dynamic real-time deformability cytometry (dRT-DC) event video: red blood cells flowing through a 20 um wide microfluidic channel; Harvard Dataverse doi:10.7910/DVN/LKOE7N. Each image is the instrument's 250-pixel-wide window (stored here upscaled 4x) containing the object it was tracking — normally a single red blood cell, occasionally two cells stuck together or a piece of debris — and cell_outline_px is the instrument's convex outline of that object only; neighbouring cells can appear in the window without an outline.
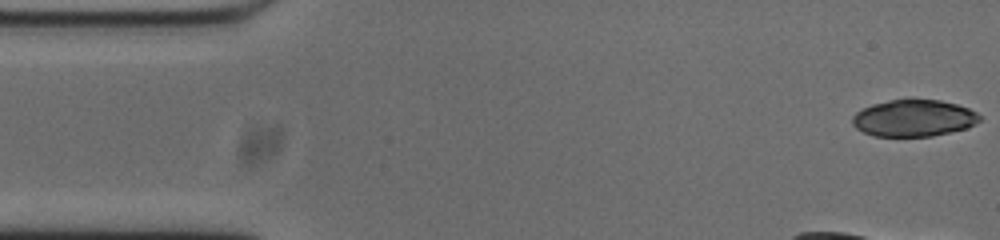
{"species": "common noctule bat (a hibernating species)", "species_latin": "Nyctalus noctula", "temperature_condition": "cold", "stored_images_in_passage": 15, "camera_frame_rate_fps": 3000, "um_per_image_px": 0.085, "animal": {"sex": "male", "body_mass_g": 20.0, "forearm_length_mm": 53.3}, "frame": {"image": 1, "passage_image": 1, "time_ms": 0.0, "image_size_px": [1000, 240], "cell_outline_px": [[980, 120], [968, 128], [932, 136], [872, 136], [856, 128], [852, 124], [852, 116], [856, 112], [872, 104], [892, 100], [940, 100], [956, 104], [968, 108], [976, 112], [980, 116]], "centroid_in_image_um": [77.66, 10.05], "position_along_channel_um": 7.3, "area_um2": 27.11}}
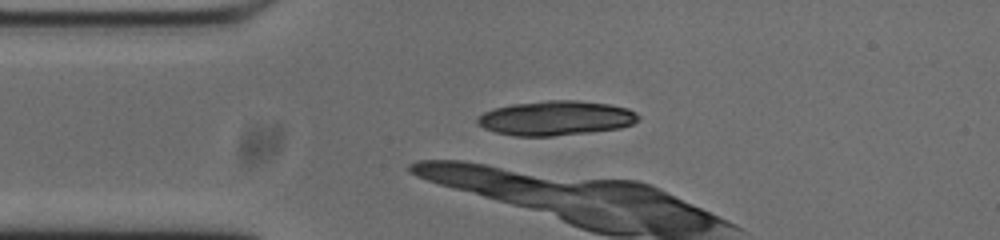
{"frame": {"image": 2, "passage_image": 11, "time_ms": 3.333, "image_size_px": [1000, 240], "cell_outline_px": [[640, 116], [632, 124], [620, 128], [588, 132], [552, 136], [516, 136], [496, 132], [484, 128], [476, 124], [476, 120], [484, 112], [496, 108], [512, 104], [548, 100], [576, 100], [608, 104], [628, 108], [636, 112]], "centroid_in_image_um": [47.25, 10.04], "position_along_channel_um": 37.8, "area_um2": 32.25}}